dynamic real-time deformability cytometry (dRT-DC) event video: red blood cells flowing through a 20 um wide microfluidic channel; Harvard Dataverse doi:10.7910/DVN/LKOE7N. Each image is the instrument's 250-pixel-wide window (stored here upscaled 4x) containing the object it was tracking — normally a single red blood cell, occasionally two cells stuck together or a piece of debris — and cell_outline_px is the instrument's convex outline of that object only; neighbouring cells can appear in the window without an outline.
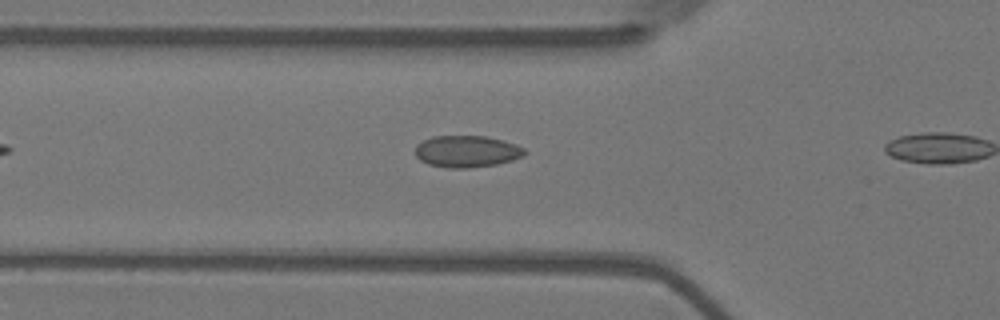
{"species": "Egyptian fruit bat (a non-hibernating species)", "species_latin": "Rousettus aegyptiacus", "temperature_condition": "warm", "stored_images_in_passage": 13, "camera_frame_rate_fps": 3000, "um_per_image_px": 0.085, "animal": {"sex": "female"}, "frame": {"image": 1, "passage_image": 11, "time_ms": 3.333, "image_size_px": [1000, 320], "cell_outline_px": [[528, 152], [512, 160], [496, 164], [468, 168], [448, 168], [428, 164], [420, 160], [416, 156], [416, 144], [432, 136], [484, 136], [504, 140], [516, 144], [524, 148]], "centroid_in_image_um": [39.67, 12.86], "position_along_channel_um": 86.1, "area_um2": 20.23}}